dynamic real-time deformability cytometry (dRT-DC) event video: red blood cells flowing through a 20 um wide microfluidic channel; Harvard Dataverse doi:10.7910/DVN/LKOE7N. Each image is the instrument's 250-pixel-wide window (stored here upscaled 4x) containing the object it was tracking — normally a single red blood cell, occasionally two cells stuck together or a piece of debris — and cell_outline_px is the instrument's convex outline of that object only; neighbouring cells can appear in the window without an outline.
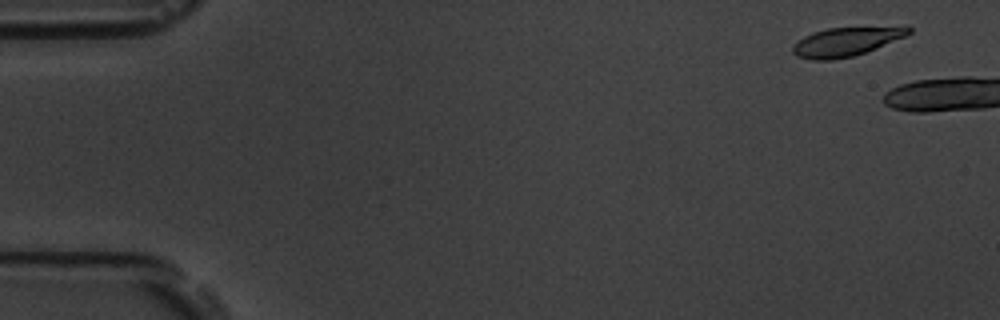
{"species": "common noctule bat (a hibernating species)", "species_latin": "Nyctalus noctula", "temperature_condition": "room temperature", "stored_images_in_passage": 12, "camera_frame_rate_fps": 3000, "um_per_image_px": 0.085, "animal": {"sex": "male", "body_mass_g": 19.5, "forearm_length_mm": 54.6}, "frame": {"image": 1, "passage_image": 4, "time_ms": 1.0, "image_size_px": [1000, 320], "cell_outline_px": [[912, 32], [908, 36], [864, 52], [852, 56], [832, 60], [812, 60], [796, 56], [792, 52], [792, 44], [804, 36], [812, 32], [828, 28], [908, 24], [912, 28]], "centroid_in_image_um": [72.01, 3.49], "position_along_channel_um": 13.0, "area_um2": 20.29}}